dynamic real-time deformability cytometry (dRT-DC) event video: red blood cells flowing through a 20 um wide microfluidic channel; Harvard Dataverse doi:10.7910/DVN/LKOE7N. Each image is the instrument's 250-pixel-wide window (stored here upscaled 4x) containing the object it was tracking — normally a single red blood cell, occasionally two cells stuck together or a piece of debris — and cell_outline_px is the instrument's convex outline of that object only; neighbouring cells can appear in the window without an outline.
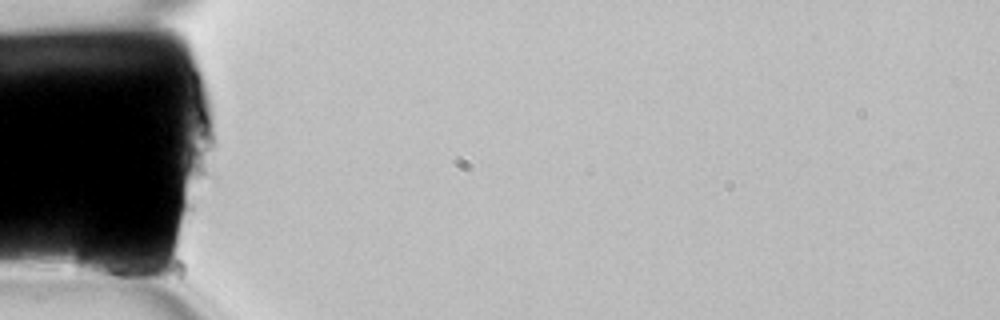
{"species": "common noctule bat (a hibernating species)", "species_latin": "Nyctalus noctula", "temperature_condition": "room temperature", "stored_images_in_passage": 3, "camera_frame_rate_fps": 3000, "um_per_image_px": 0.085, "animal": {"sex": "female", "body_mass_g": 22.7, "forearm_length_mm": 54.2}, "frame": {"image": 1, "passage_image": 1, "time_ms": 0.0, "image_size_px": [1000, 320], "cell_outline_px": [[148, 268], [140, 284], [92, 276], [80, 272], [72, 264], [72, 240], [92, 224], [100, 224], [136, 256]], "centroid_in_image_um": [8.98, 21.81], "position_along_channel_um": 76.0, "area_um2": 20.69}}